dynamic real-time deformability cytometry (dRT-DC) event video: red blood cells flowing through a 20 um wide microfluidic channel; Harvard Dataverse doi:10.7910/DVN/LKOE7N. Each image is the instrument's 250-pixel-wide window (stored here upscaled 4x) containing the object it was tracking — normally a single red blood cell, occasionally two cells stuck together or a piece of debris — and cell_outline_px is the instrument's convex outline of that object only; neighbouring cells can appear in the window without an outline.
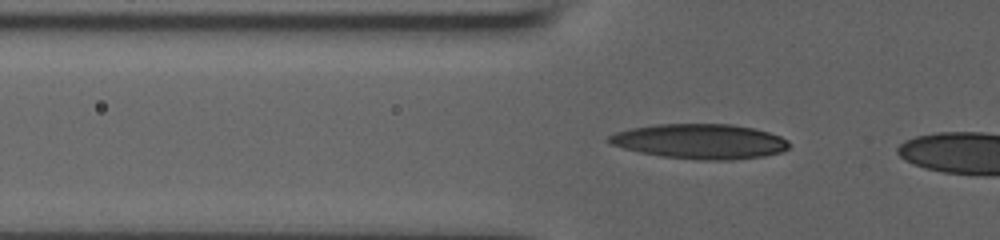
{"species": "human", "species_latin": "Homo sapiens", "temperature_condition": "room temperature", "stored_images_in_passage": 6, "camera_frame_rate_fps": 3000, "um_per_image_px": 0.085, "donor": {"sex": "male"}, "frame": {"image": 1, "passage_image": 4, "time_ms": 1.0, "image_size_px": [1000, 240], "cell_outline_px": [[788, 148], [780, 152], [764, 156], [732, 160], [700, 160], [660, 156], [640, 152], [624, 148], [612, 144], [608, 140], [608, 136], [616, 132], [632, 128], [656, 124], [732, 124], [756, 128], [780, 136], [788, 140]], "centroid_in_image_um": [59.53, 12.01], "position_along_channel_um": 66.3, "area_um2": 36.59}}